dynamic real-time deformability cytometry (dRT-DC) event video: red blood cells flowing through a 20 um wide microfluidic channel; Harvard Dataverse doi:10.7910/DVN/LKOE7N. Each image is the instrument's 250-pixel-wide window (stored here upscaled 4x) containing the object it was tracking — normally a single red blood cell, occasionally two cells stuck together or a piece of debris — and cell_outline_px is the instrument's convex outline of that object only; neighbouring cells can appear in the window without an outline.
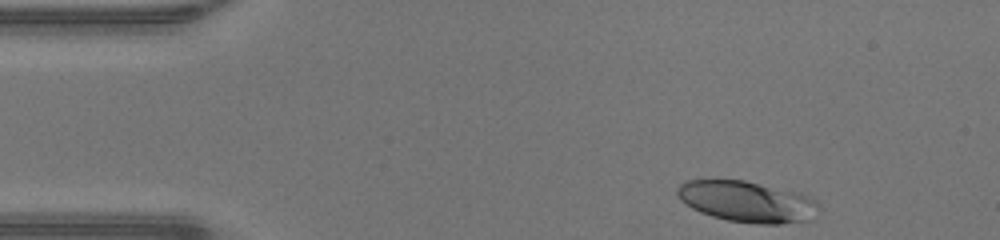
{"species": "human", "species_latin": "Homo sapiens", "temperature_condition": "warm", "stored_images_in_passage": 36, "camera_frame_rate_fps": 3000, "um_per_image_px": 0.085, "donor": {"sex": "male"}, "frame": {"image": 1, "passage_image": 1, "time_ms": 0.0, "image_size_px": [1000, 240], "cell_outline_px": [[820, 208], [808, 220], [780, 224], [756, 224], [728, 220], [712, 216], [700, 212], [692, 208], [680, 200], [676, 192], [676, 188], [680, 184], [688, 180], [744, 180], [800, 192], [816, 200], [820, 204]], "centroid_in_image_um": [63.51, 17.13], "position_along_channel_um": 21.5, "area_um2": 33.99}}
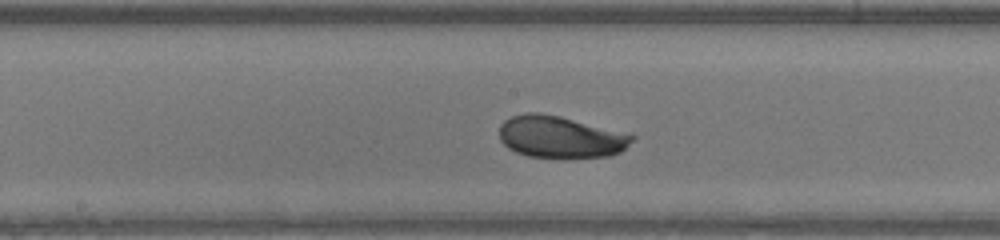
{"frame": {"image": 2, "passage_image": 19, "time_ms": 6.0, "image_size_px": [1000, 240], "cell_outline_px": [[636, 136], [620, 152], [612, 156], [564, 160], [528, 156], [516, 152], [508, 148], [500, 140], [500, 124], [504, 120], [512, 116], [524, 112], [540, 112], [560, 116], [632, 132]], "centroid_in_image_um": [47.7, 11.66], "position_along_channel_um": 200.5, "area_um2": 33.76}}
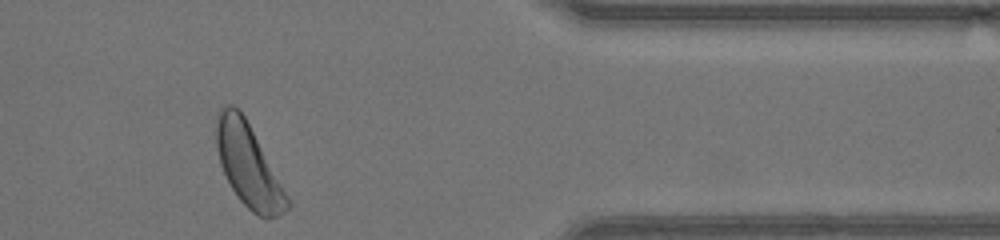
{"frame": {"image": 3, "passage_image": 34, "time_ms": 11.0, "image_size_px": [1000, 240], "cell_outline_px": [[292, 204], [284, 212], [268, 220], [252, 212], [240, 200], [232, 188], [220, 164], [216, 148], [216, 124], [220, 108], [228, 104], [232, 104], [240, 108], [288, 196]], "centroid_in_image_um": [21.1, 14.06], "position_along_channel_um": 390.3, "area_um2": 33.7}, "authors_computed_cell_mechanics": {"area_um2": 32.5125, "velocity_mm_per_s": 4.3269, "shape_relaxation_time_tau1_ms": 4.5223, "shape_relaxation_time_tau2_ms": null, "deformation_change_tau1": 0.1805, "deformation_change_tau2": null}}